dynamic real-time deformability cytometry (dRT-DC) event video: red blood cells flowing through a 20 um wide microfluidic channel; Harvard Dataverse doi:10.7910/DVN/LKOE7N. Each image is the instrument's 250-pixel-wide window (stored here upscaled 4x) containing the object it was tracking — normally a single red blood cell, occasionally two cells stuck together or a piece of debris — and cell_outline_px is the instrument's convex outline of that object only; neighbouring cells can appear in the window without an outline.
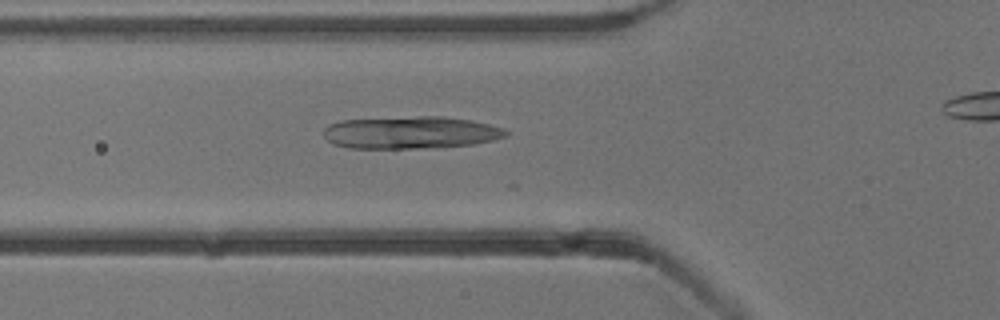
{"species": "common noctule bat (a hibernating species)", "species_latin": "Nyctalus noctula", "temperature_condition": "cold", "stored_images_in_passage": 16, "camera_frame_rate_fps": 3000, "um_per_image_px": 0.085, "animal": {"sex": "male", "body_mass_g": 13.3}, "frame": {"image": 1, "passage_image": 11, "time_ms": 3.333, "image_size_px": [1000, 320], "cell_outline_px": [[508, 136], [476, 144], [428, 148], [348, 148], [332, 144], [324, 136], [324, 128], [328, 124], [340, 120], [416, 116], [444, 116], [472, 120], [488, 124], [500, 128], [508, 132]], "centroid_in_image_um": [34.88, 11.26], "position_along_channel_um": 90.9, "area_um2": 34.62}}
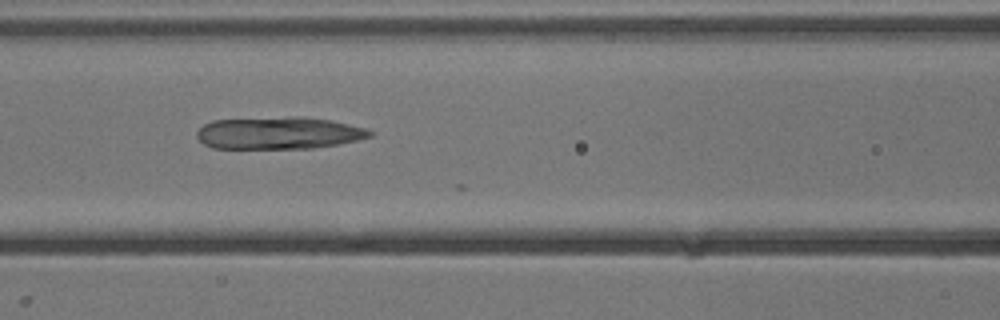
{"frame": {"image": 2, "passage_image": 15, "time_ms": 4.667, "image_size_px": [1000, 320], "cell_outline_px": [[376, 132], [372, 136], [340, 144], [312, 148], [212, 148], [204, 144], [196, 136], [196, 132], [204, 124], [212, 120], [288, 116], [304, 116], [332, 120], [368, 128]], "centroid_in_image_um": [23.74, 11.29], "position_along_channel_um": 142.9, "area_um2": 32.95}}